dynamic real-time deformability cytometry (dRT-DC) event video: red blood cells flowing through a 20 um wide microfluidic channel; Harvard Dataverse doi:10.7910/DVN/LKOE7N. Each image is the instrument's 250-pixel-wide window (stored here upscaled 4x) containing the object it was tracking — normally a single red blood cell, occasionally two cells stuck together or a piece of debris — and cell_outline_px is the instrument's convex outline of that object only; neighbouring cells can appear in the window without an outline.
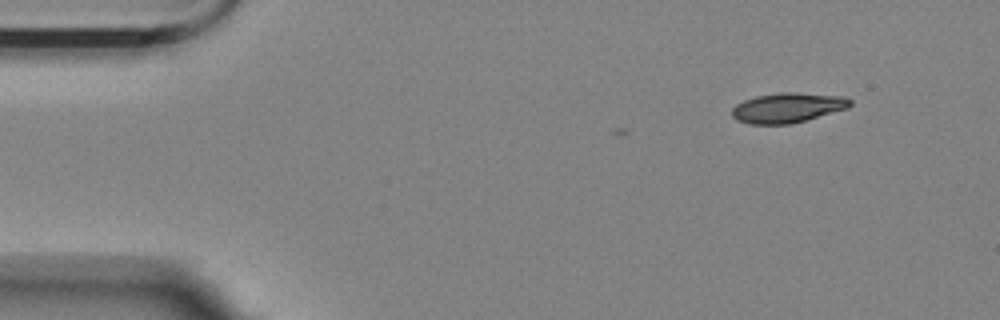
{"species": "Egyptian fruit bat (a non-hibernating species)", "species_latin": "Rousettus aegyptiacus", "temperature_condition": "room temperature", "stored_images_in_passage": 4, "camera_frame_rate_fps": 3000, "um_per_image_px": 0.085, "animal": {"sex": "female"}, "frame": {"image": 1, "passage_image": 1, "time_ms": 0.0, "image_size_px": [1000, 320], "cell_outline_px": [[852, 104], [848, 108], [804, 120], [788, 124], [748, 124], [736, 120], [732, 116], [732, 108], [736, 104], [744, 100], [756, 96], [784, 92], [796, 92], [844, 96], [852, 100]], "centroid_in_image_um": [66.94, 9.15], "position_along_channel_um": 18.1, "area_um2": 20.52}}